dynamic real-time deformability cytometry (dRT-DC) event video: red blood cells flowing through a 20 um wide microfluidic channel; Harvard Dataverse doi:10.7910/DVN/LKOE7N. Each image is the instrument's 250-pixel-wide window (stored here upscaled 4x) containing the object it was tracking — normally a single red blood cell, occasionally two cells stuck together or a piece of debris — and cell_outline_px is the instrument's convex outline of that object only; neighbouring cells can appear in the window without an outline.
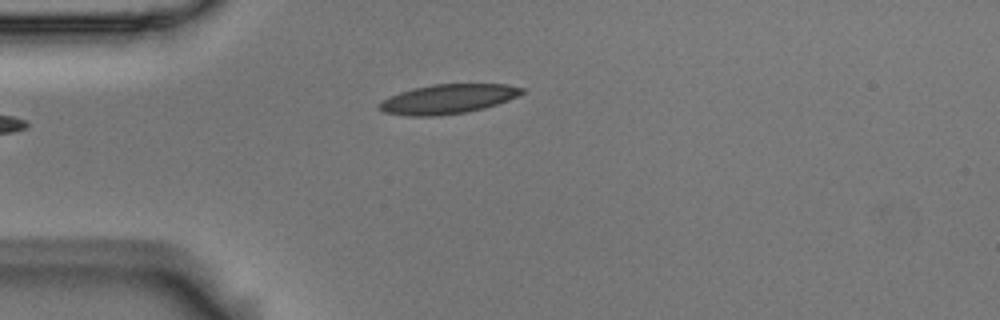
{"species": "Egyptian fruit bat (a non-hibernating species)", "species_latin": "Rousettus aegyptiacus", "temperature_condition": "room temperature", "stored_images_in_passage": 8, "camera_frame_rate_fps": 3000, "um_per_image_px": 0.085, "animal": {"sex": "male"}, "frame": {"image": 1, "passage_image": 3, "time_ms": 0.667, "image_size_px": [1000, 320], "cell_outline_px": [[524, 92], [508, 100], [484, 108], [464, 112], [436, 116], [412, 116], [384, 112], [376, 108], [380, 100], [400, 92], [412, 88], [432, 84], [508, 84], [524, 88]], "centroid_in_image_um": [38.03, 8.41], "position_along_channel_um": 47.0, "area_um2": 24.45}}
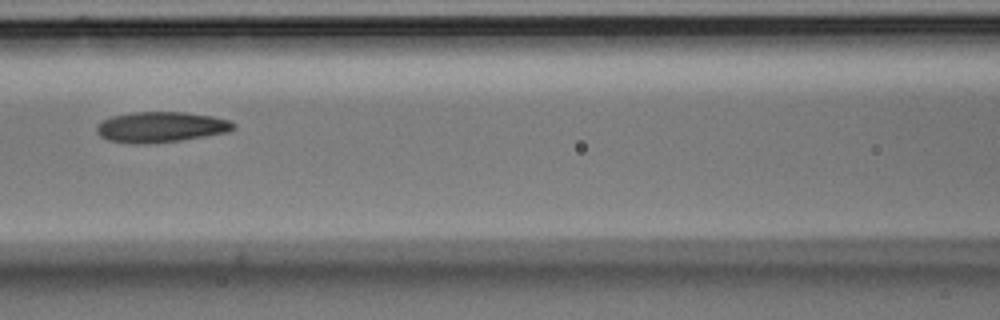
{"frame": {"image": 2, "passage_image": 6, "time_ms": 1.667, "image_size_px": [1000, 320], "cell_outline_px": [[236, 128], [228, 132], [180, 140], [144, 144], [128, 144], [108, 140], [100, 136], [96, 132], [96, 128], [104, 120], [112, 116], [132, 112], [184, 112], [212, 116], [228, 120], [236, 124]], "centroid_in_image_um": [13.67, 10.8], "position_along_channel_um": 152.9, "area_um2": 24.33}}
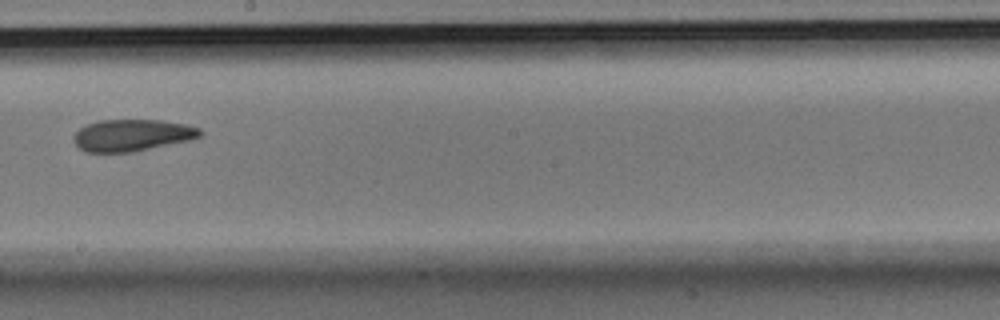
{"frame": {"image": 3, "passage_image": 8, "time_ms": 2.333, "image_size_px": [1000, 320], "cell_outline_px": [[204, 132], [200, 136], [188, 140], [132, 152], [84, 152], [72, 140], [72, 136], [80, 128], [88, 124], [100, 120], [160, 120], [188, 124], [200, 128]], "centroid_in_image_um": [11.22, 11.49], "position_along_channel_um": 237.0, "area_um2": 23.41}}